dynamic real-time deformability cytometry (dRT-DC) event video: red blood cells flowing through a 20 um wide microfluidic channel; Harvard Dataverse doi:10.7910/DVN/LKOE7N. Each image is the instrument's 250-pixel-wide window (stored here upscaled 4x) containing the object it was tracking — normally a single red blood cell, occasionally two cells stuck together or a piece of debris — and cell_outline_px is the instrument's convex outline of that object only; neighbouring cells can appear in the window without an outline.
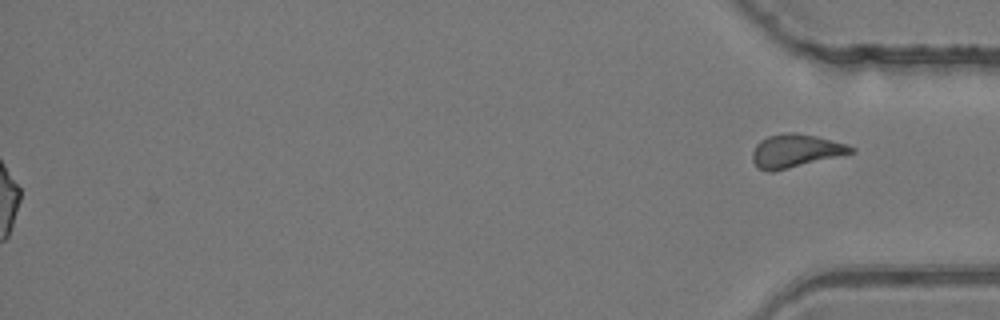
{"species": "common noctule bat (a hibernating species)", "species_latin": "Nyctalus noctula", "temperature_condition": "room temperature", "stored_images_in_passage": 34, "segment_of_instrument_passage": [2, 2], "camera_frame_rate_fps": 3000, "um_per_image_px": 0.085, "animal": {"sex": "female", "body_mass_g": 24.6, "forearm_length_mm": 56.2}, "frame": {"image": 1, "passage_image": 34, "time_ms": 11.0, "image_size_px": [1000, 320], "cell_outline_px": [[856, 152], [772, 172], [768, 172], [756, 168], [752, 160], [752, 152], [756, 144], [760, 140], [768, 136], [784, 132], [796, 132], [816, 136], [848, 144], [856, 148]], "centroid_in_image_um": [67.61, 12.82], "position_along_channel_um": 367.6, "area_um2": 19.31}}